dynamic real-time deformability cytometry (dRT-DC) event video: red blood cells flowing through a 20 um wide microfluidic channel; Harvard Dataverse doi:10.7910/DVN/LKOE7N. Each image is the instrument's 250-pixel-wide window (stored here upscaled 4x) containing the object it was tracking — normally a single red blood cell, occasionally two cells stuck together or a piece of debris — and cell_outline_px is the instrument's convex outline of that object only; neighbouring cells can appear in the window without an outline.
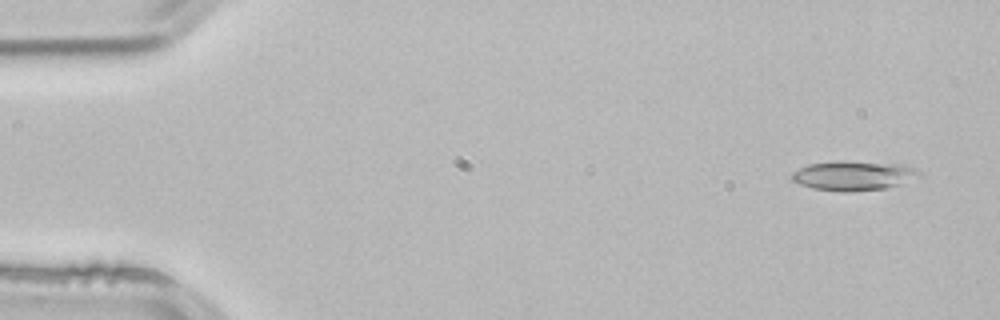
{"species": "common noctule bat (a hibernating species)", "species_latin": "Nyctalus noctula", "temperature_condition": "room temperature", "stored_images_in_passage": 3, "camera_frame_rate_fps": 3000, "um_per_image_px": 0.085, "animal": {"sex": "male", "body_mass_g": 21.5, "forearm_length_mm": 52.0}, "frame": {"image": 1, "passage_image": 1, "time_ms": 0.0, "image_size_px": [1000, 320], "cell_outline_px": [[920, 172], [896, 184], [884, 188], [848, 192], [840, 192], [812, 188], [800, 184], [792, 180], [792, 172], [808, 164], [836, 160], [844, 160], [896, 164], [912, 168]], "centroid_in_image_um": [72.37, 14.92], "position_along_channel_um": 12.6, "area_um2": 21.27}}
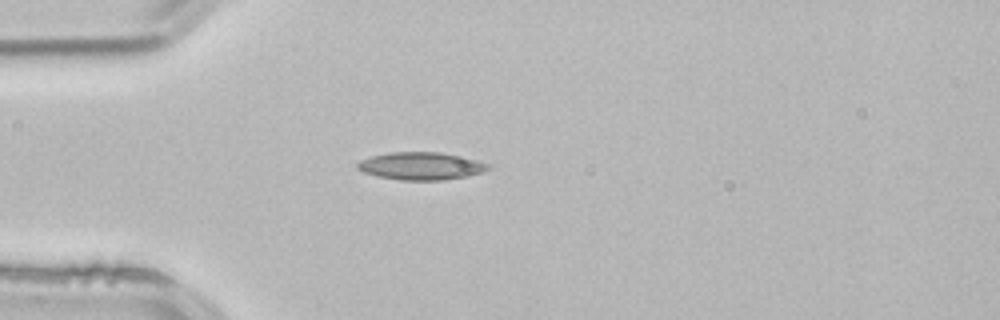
{"frame": {"image": 2, "passage_image": 3, "time_ms": 0.667, "image_size_px": [1000, 320], "cell_outline_px": [[492, 168], [484, 172], [468, 176], [444, 180], [400, 180], [376, 176], [364, 172], [356, 168], [356, 164], [360, 160], [372, 156], [392, 152], [440, 152], [476, 160], [488, 164]], "centroid_in_image_um": [35.78, 14.12], "position_along_channel_um": 49.2, "area_um2": 21.04}}